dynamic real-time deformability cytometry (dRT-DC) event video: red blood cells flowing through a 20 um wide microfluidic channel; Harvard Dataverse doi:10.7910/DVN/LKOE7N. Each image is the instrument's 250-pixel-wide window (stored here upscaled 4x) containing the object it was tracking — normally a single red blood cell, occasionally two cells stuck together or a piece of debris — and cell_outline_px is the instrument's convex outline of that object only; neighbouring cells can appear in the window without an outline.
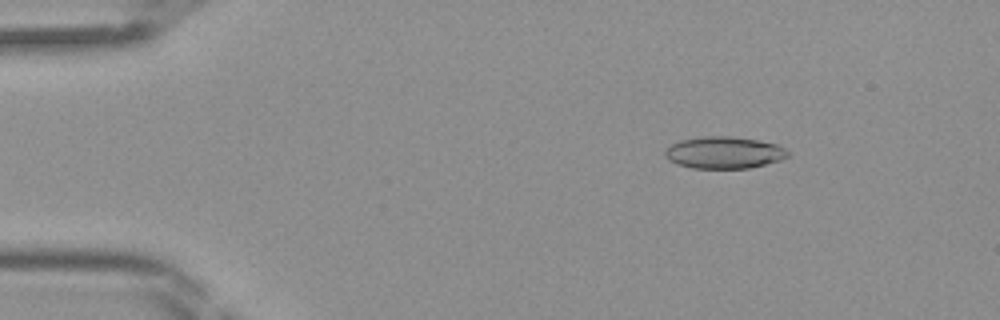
{"species": "Egyptian fruit bat (a non-hibernating species)", "species_latin": "Rousettus aegyptiacus", "temperature_condition": "room temperature", "stored_images_in_passage": 43, "camera_frame_rate_fps": 3000, "um_per_image_px": 0.085, "frame": {"image": 1, "passage_image": 6, "time_ms": 1.667, "image_size_px": [1000, 320], "cell_outline_px": [[792, 152], [788, 156], [780, 160], [748, 168], [692, 168], [676, 164], [668, 160], [664, 156], [664, 152], [672, 144], [680, 140], [704, 136], [732, 136], [756, 140], [776, 144]], "centroid_in_image_um": [61.53, 12.97], "position_along_channel_um": 23.5, "area_um2": 22.83}}
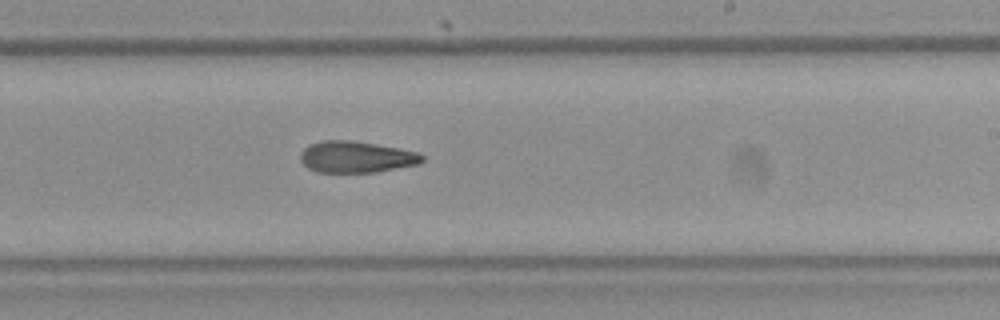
{"frame": {"image": 2, "passage_image": 26, "time_ms": 8.333, "image_size_px": [1000, 320], "cell_outline_px": [[424, 160], [420, 164], [376, 172], [316, 172], [308, 168], [300, 160], [300, 152], [308, 144], [324, 140], [352, 140], [376, 144], [416, 152], [424, 156]], "centroid_in_image_um": [30.25, 13.34], "position_along_channel_um": 258.7, "area_um2": 22.37}}
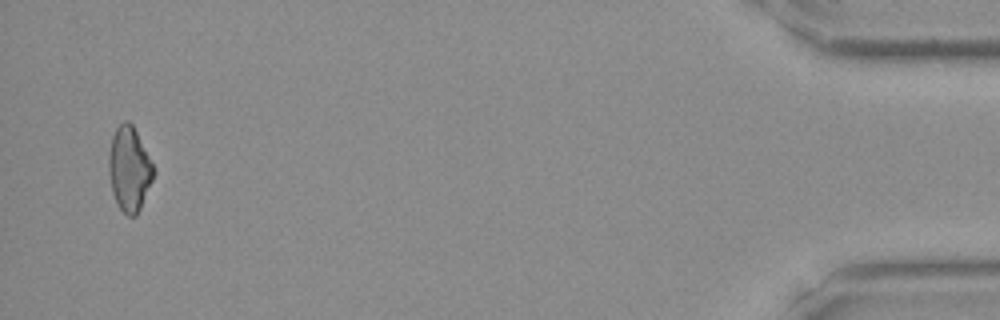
{"frame": {"image": 3, "passage_image": 42, "time_ms": 13.667, "image_size_px": [1000, 320], "cell_outline_px": [[156, 172], [140, 208], [136, 216], [128, 216], [116, 204], [112, 192], [108, 172], [108, 156], [112, 136], [116, 128], [124, 120], [128, 120], [132, 124]], "centroid_in_image_um": [10.97, 14.38], "position_along_channel_um": 424.2, "area_um2": 21.91}}